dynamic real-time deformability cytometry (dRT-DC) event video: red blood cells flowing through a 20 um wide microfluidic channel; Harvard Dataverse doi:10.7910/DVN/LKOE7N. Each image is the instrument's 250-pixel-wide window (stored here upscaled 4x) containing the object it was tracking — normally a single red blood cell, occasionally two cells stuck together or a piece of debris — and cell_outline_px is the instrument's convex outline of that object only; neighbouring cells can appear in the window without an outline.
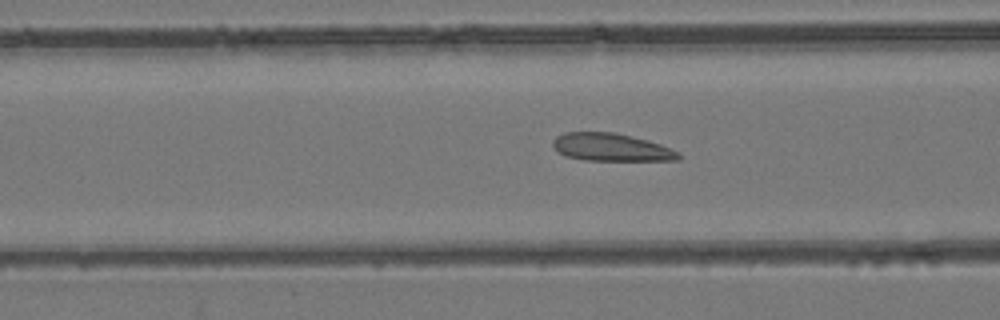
{"species": "common noctule bat (a hibernating species)", "species_latin": "Nyctalus noctula", "temperature_condition": "room temperature", "stored_images_in_passage": 55, "camera_frame_rate_fps": 3000, "um_per_image_px": 0.085, "animal": {"sex": "female", "body_mass_g": 24.6, "forearm_length_mm": 56.2}, "frame": {"image": 1, "passage_image": 22, "time_ms": 7.0, "image_size_px": [1000, 320], "cell_outline_px": [[680, 160], [584, 160], [564, 156], [556, 152], [552, 144], [552, 140], [556, 136], [564, 132], [616, 132], [648, 140], [660, 144], [680, 152]], "centroid_in_image_um": [51.91, 12.51], "position_along_channel_um": 114.7, "area_um2": 20.52}}
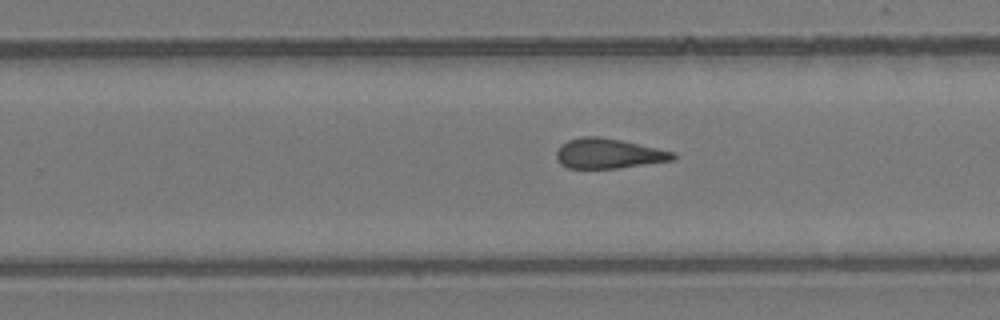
{"frame": {"image": 2, "passage_image": 35, "time_ms": 11.333, "image_size_px": [1000, 320], "cell_outline_px": [[676, 160], [616, 168], [568, 168], [560, 164], [556, 160], [556, 152], [560, 144], [568, 140], [580, 136], [596, 136], [620, 140], [676, 152]], "centroid_in_image_um": [51.7, 13.05], "position_along_channel_um": 278.1, "area_um2": 20.46}}
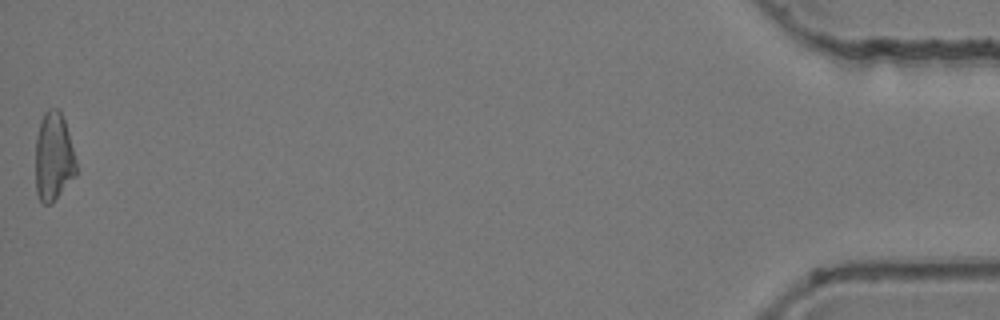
{"frame": {"image": 3, "passage_image": 55, "time_ms": 18.0, "image_size_px": [1000, 320], "cell_outline_px": [[76, 176], [52, 204], [44, 204], [40, 200], [36, 192], [36, 136], [40, 120], [44, 112], [48, 108], [60, 108], [68, 132], [76, 160]], "centroid_in_image_um": [4.55, 13.33], "position_along_channel_um": 430.6, "area_um2": 21.27}, "authors_computed_cell_mechanics": {"area_um2": 21.2704, "velocity_mm_per_s": 3.7793, "shape_relaxation_time_tau1_ms": null, "shape_relaxation_time_tau2_ms": 3.5089, "deformation_change_tau1": null, "deformation_change_tau2": 0.1263}}